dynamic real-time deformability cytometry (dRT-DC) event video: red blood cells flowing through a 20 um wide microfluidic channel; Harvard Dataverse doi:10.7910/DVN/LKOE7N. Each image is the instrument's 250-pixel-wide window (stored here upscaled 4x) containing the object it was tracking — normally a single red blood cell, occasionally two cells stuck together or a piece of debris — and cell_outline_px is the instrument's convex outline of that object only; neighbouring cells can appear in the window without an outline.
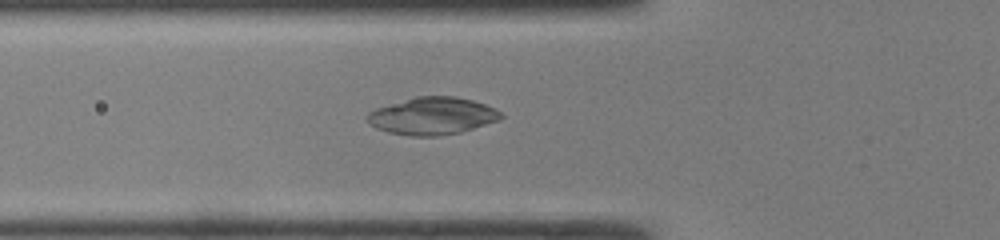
{"species": "common noctule bat (a hibernating species)", "species_latin": "Nyctalus noctula", "temperature_condition": "room temperature", "stored_images_in_passage": 48, "camera_frame_rate_fps": 3000, "um_per_image_px": 0.085, "animal": {"sex": "male", "body_mass_g": 19.0, "forearm_length_mm": 50.8}, "frame": {"image": 1, "passage_image": 18, "time_ms": 5.667, "image_size_px": [1000, 240], "cell_outline_px": [[504, 116], [500, 120], [460, 132], [436, 136], [412, 136], [388, 132], [376, 128], [368, 120], [368, 112], [376, 108], [416, 96], [456, 96], [472, 100], [496, 108]], "centroid_in_image_um": [36.78, 9.85], "position_along_channel_um": 89.0, "area_um2": 28.9}}
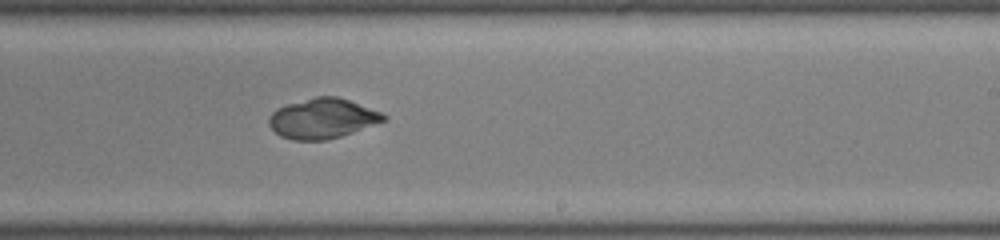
{"frame": {"image": 2, "passage_image": 30, "time_ms": 9.667, "image_size_px": [1000, 240], "cell_outline_px": [[388, 120], [340, 136], [324, 140], [292, 140], [280, 136], [268, 124], [268, 116], [276, 108], [288, 104], [316, 96], [336, 96], [348, 100], [380, 112], [388, 116]], "centroid_in_image_um": [27.39, 10.07], "position_along_channel_um": 261.6, "area_um2": 26.59}}
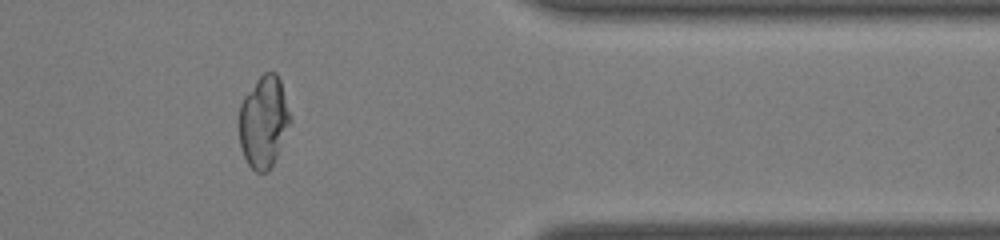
{"frame": {"image": 3, "passage_image": 40, "time_ms": 13.0, "image_size_px": [1000, 240], "cell_outline_px": [[292, 120], [276, 156], [268, 172], [256, 172], [248, 164], [244, 156], [240, 144], [240, 104], [244, 96], [256, 80], [264, 72], [276, 72], [280, 80], [292, 116]], "centroid_in_image_um": [22.43, 10.33], "position_along_channel_um": 389.0, "area_um2": 27.17}, "authors_computed_cell_mechanics": {"area_um2": 27.6862, "velocity_mm_per_s": 4.3193, "shape_relaxation_time_tau1_ms": null, "shape_relaxation_time_tau2_ms": 2.0244, "deformation_change_tau1": null, "deformation_change_tau2": 0.0402}}